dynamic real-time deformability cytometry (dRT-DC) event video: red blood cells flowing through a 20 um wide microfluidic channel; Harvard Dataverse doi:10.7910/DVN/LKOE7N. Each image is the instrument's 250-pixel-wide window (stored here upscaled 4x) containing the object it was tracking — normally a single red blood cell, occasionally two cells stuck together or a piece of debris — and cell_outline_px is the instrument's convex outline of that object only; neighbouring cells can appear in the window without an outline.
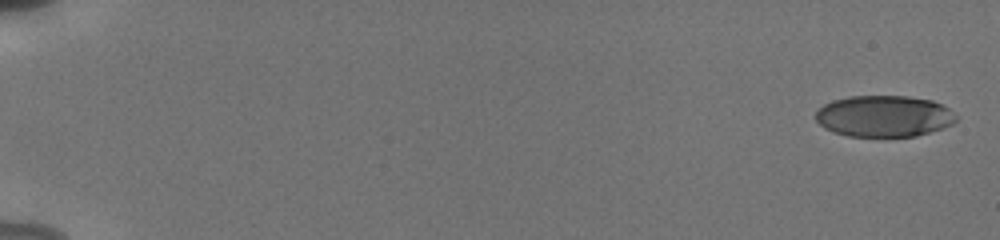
{"species": "human", "species_latin": "Homo sapiens", "temperature_condition": "cold", "stored_images_in_passage": 47, "camera_frame_rate_fps": 3000, "um_per_image_px": 0.085, "donor": {"sex": "male"}, "frame": {"image": 1, "passage_image": 1, "time_ms": 0.0, "image_size_px": [1000, 240], "cell_outline_px": [[956, 120], [952, 124], [916, 136], [848, 136], [832, 132], [824, 128], [816, 120], [816, 112], [824, 104], [832, 100], [848, 96], [908, 96], [932, 100], [948, 108], [956, 116]], "centroid_in_image_um": [75.1, 9.86], "position_along_channel_um": 9.9, "area_um2": 33.76}}
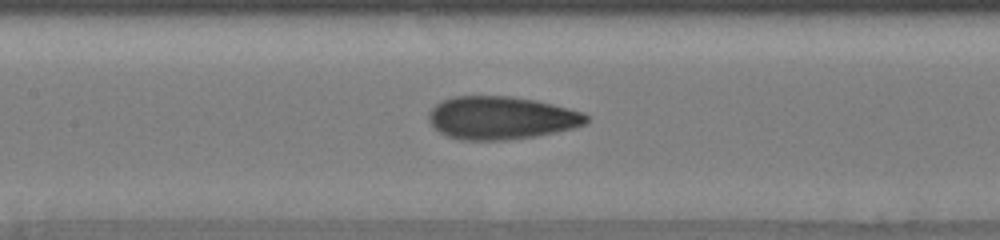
{"frame": {"image": 2, "passage_image": 24, "time_ms": 9.0, "image_size_px": [1000, 240], "cell_outline_px": [[588, 120], [584, 124], [572, 128], [556, 132], [536, 136], [504, 140], [460, 140], [448, 136], [440, 132], [428, 120], [428, 112], [436, 104], [452, 96], [512, 96], [536, 100], [584, 112], [588, 116]], "centroid_in_image_um": [42.6, 10.01], "position_along_channel_um": 164.8, "area_um2": 39.42}}
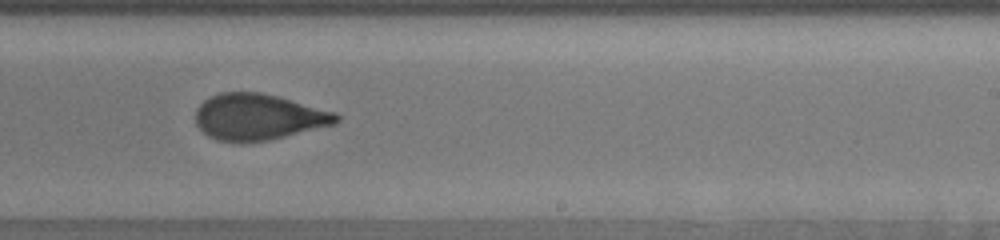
{"frame": {"image": 3, "passage_image": 31, "time_ms": 11.667, "image_size_px": [1000, 240], "cell_outline_px": [[340, 120], [336, 124], [268, 140], [240, 144], [220, 140], [208, 136], [196, 124], [196, 108], [204, 100], [220, 92], [260, 92], [276, 96], [336, 112], [340, 116]], "centroid_in_image_um": [21.96, 9.95], "position_along_channel_um": 267.0, "area_um2": 37.92}, "authors_computed_cell_mechanics": {"area_um2": 37.9168, "velocity_mm_per_s": 3.8527, "shape_relaxation_time_tau1_ms": 5.5844, "shape_relaxation_time_tau2_ms": 1.2065, "deformation_change_tau1": 0.1913, "deformation_change_tau2": 0.0798}}